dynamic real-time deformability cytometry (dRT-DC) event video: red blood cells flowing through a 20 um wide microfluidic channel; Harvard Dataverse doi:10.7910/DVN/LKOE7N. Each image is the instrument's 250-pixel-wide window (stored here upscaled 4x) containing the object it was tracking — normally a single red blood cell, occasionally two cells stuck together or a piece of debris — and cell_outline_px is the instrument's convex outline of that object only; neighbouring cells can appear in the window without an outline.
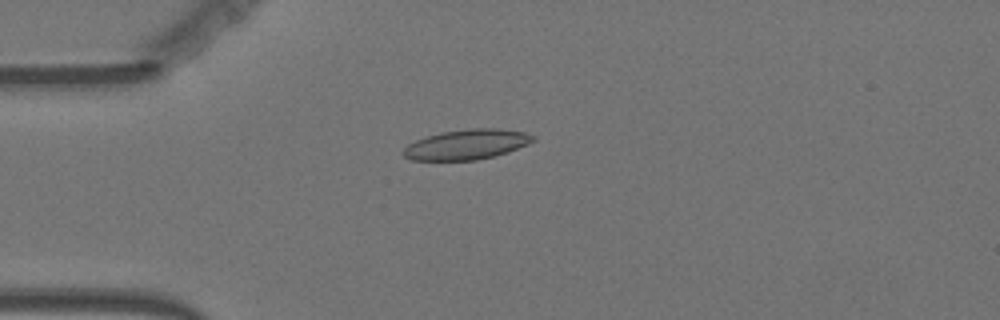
{"species": "Egyptian fruit bat (a non-hibernating species)", "species_latin": "Rousettus aegyptiacus", "temperature_condition": "warm", "stored_images_in_passage": 56, "camera_frame_rate_fps": 3000, "um_per_image_px": 0.085, "animal": {"sex": "female"}, "frame": {"image": 1, "passage_image": 15, "time_ms": 4.667, "image_size_px": [1000, 320], "cell_outline_px": [[536, 140], [528, 144], [508, 152], [496, 156], [476, 160], [412, 160], [404, 156], [400, 152], [408, 144], [416, 140], [440, 132], [472, 128], [496, 128], [524, 132], [536, 136]], "centroid_in_image_um": [39.68, 12.28], "position_along_channel_um": 45.3, "area_um2": 22.83}}
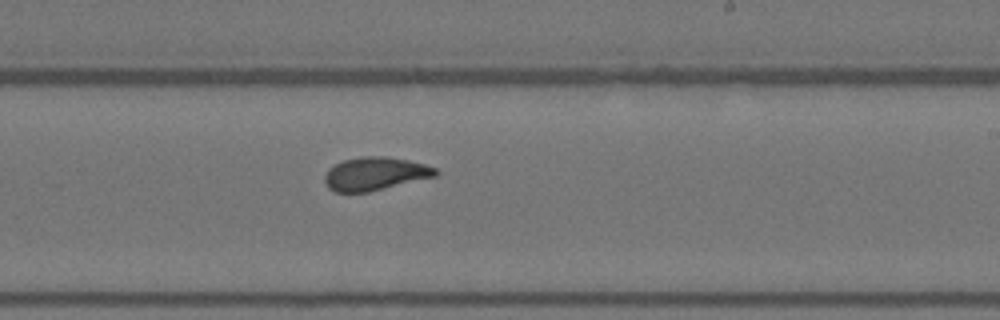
{"frame": {"image": 2, "passage_image": 34, "time_ms": 11.0, "image_size_px": [1000, 320], "cell_outline_px": [[440, 172], [436, 176], [368, 192], [332, 192], [324, 184], [324, 176], [328, 168], [344, 160], [360, 156], [384, 156], [408, 160], [424, 164], [436, 168]], "centroid_in_image_um": [31.85, 14.77], "position_along_channel_um": 257.2, "area_um2": 21.56}}
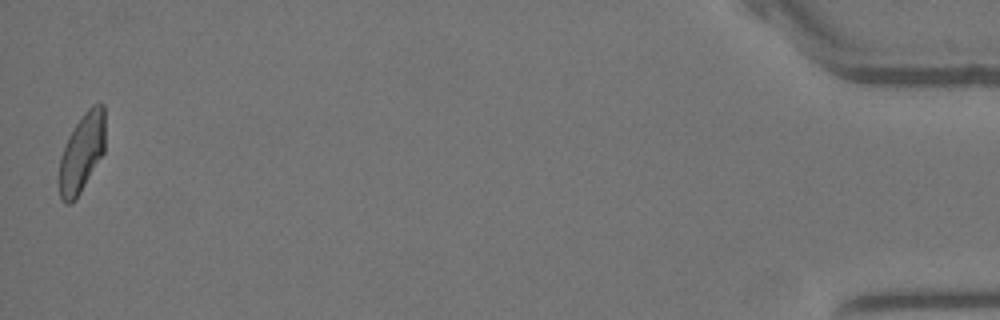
{"frame": {"image": 3, "passage_image": 56, "time_ms": 18.333, "image_size_px": [1000, 320], "cell_outline_px": [[104, 152], [76, 200], [72, 204], [64, 204], [60, 196], [60, 156], [68, 136], [84, 112], [92, 104], [104, 104]], "centroid_in_image_um": [6.95, 13.0], "position_along_channel_um": 428.2, "area_um2": 20.98}, "authors_computed_cell_mechanics": {"area_um2": 21.964, "velocity_mm_per_s": 3.6075, "shape_relaxation_time_tau1_ms": 8.2082, "shape_relaxation_time_tau2_ms": 1.6968, "deformation_change_tau1": 0.2224, "deformation_change_tau2": 0.0615}}